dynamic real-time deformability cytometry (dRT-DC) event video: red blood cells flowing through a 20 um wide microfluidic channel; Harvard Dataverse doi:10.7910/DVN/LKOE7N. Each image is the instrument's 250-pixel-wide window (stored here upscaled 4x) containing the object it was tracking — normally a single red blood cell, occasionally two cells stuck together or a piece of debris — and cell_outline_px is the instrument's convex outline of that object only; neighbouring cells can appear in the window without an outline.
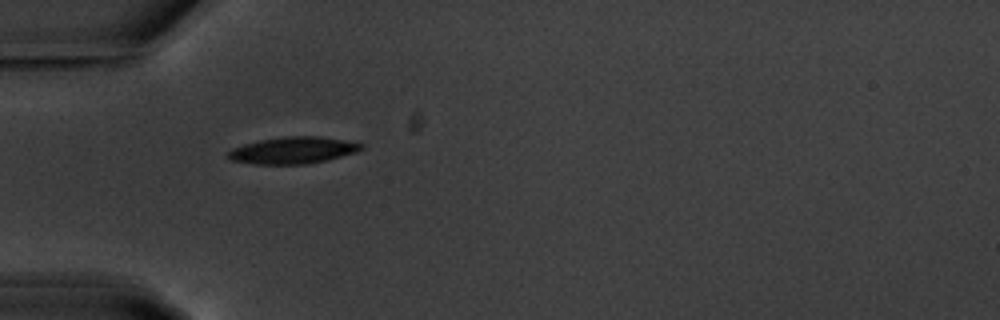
{"species": "common noctule bat (a hibernating species)", "species_latin": "Nyctalus noctula", "temperature_condition": "warm", "stored_images_in_passage": 39, "camera_frame_rate_fps": 3000, "um_per_image_px": 0.085, "animal": {"sex": "male", "body_mass_g": 20.1, "forearm_length_mm": 53.5}, "frame": {"image": 1, "passage_image": 1, "time_ms": 0.0, "image_size_px": [1000, 320], "cell_outline_px": [[364, 148], [356, 152], [308, 164], [252, 164], [232, 160], [228, 156], [228, 152], [232, 148], [244, 144], [260, 140], [288, 136], [320, 136], [344, 140], [364, 144]], "centroid_in_image_um": [24.91, 12.77], "position_along_channel_um": 60.1, "area_um2": 20.58}}
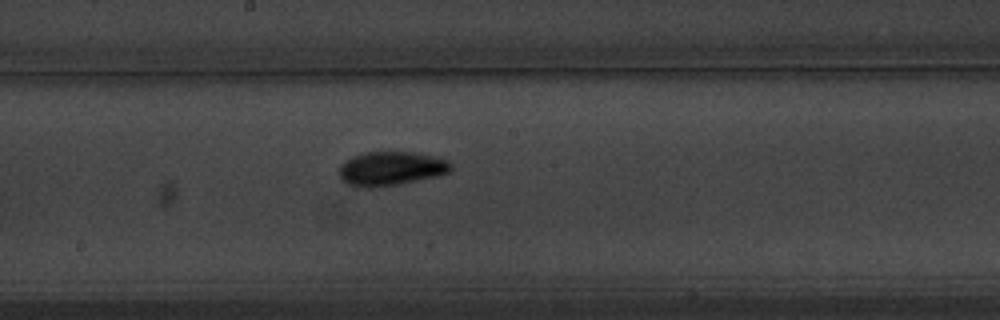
{"frame": {"image": 2, "passage_image": 14, "time_ms": 4.333, "image_size_px": [1000, 320], "cell_outline_px": [[452, 168], [448, 172], [440, 176], [400, 184], [372, 188], [368, 188], [348, 184], [340, 176], [340, 164], [352, 156], [364, 152], [412, 152], [436, 156], [448, 160], [452, 164]], "centroid_in_image_um": [33.28, 14.32], "position_along_channel_um": 214.9, "area_um2": 22.31}}
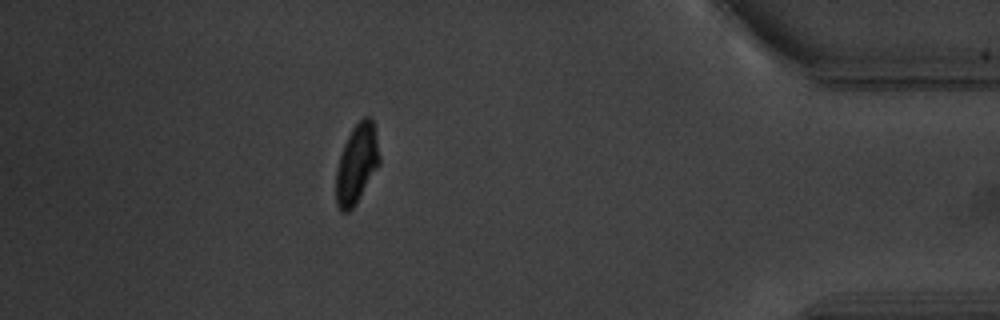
{"frame": {"image": 3, "passage_image": 33, "time_ms": 10.667, "image_size_px": [1000, 320], "cell_outline_px": [[380, 164], [356, 204], [348, 212], [340, 212], [336, 204], [336, 168], [344, 144], [352, 128], [364, 116], [368, 116], [372, 120], [376, 136], [380, 156]], "centroid_in_image_um": [30.31, 13.96], "position_along_channel_um": 404.9, "area_um2": 20.06}, "authors_computed_cell_mechanics": {"area_um2": 20.5768, "velocity_mm_per_s": 3.6517, "shape_relaxation_time_tau1_ms": 2.3677, "shape_relaxation_time_tau2_ms": 4.0299, "deformation_change_tau1": 0.1419, "deformation_change_tau2": 0.0737}}